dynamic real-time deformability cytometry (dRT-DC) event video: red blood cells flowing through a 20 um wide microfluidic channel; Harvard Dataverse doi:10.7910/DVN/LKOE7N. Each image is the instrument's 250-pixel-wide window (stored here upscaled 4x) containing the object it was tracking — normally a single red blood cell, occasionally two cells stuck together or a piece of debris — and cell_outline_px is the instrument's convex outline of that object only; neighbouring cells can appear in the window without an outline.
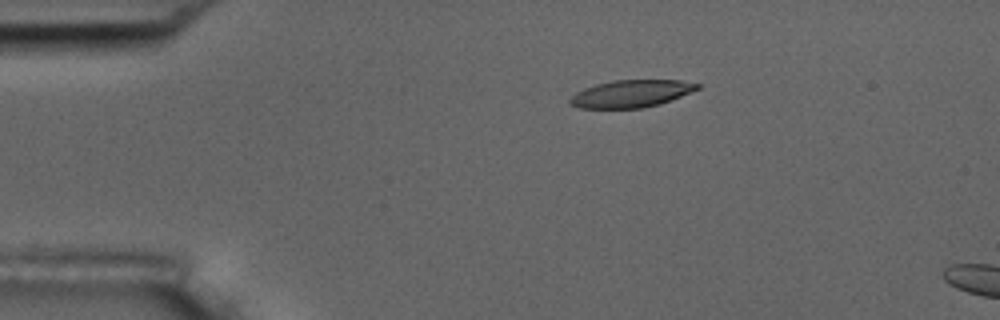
{"species": "common noctule bat (a hibernating species)", "species_latin": "Nyctalus noctula", "temperature_condition": "room temperature", "stored_images_in_passage": 9, "camera_frame_rate_fps": 3000, "um_per_image_px": 0.085, "animal": {"sex": "male", "body_mass_g": 17.5, "forearm_length_mm": 52.3}, "frame": {"image": 1, "passage_image": 3, "time_ms": 2.333, "image_size_px": [1000, 320], "cell_outline_px": [[700, 88], [672, 100], [660, 104], [644, 108], [580, 108], [572, 104], [568, 100], [576, 92], [584, 88], [596, 84], [612, 80], [680, 80], [700, 84]], "centroid_in_image_um": [53.66, 7.96], "position_along_channel_um": 31.3, "area_um2": 20.29}}
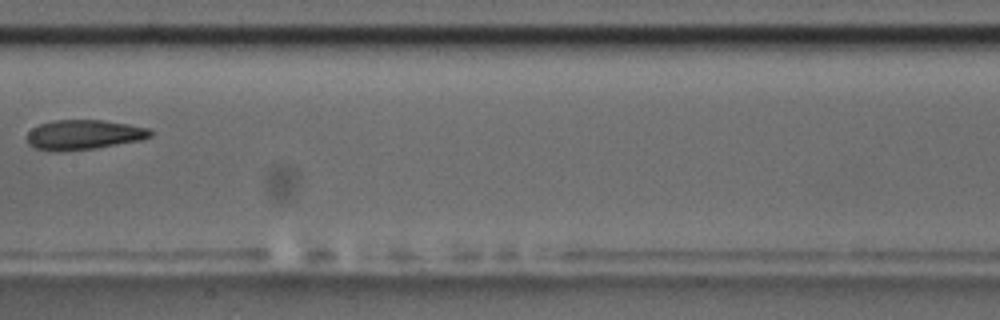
{"frame": {"image": 2, "passage_image": 8, "time_ms": 8.333, "image_size_px": [1000, 320], "cell_outline_px": [[152, 136], [140, 140], [96, 148], [64, 152], [60, 152], [36, 148], [28, 144], [28, 132], [32, 128], [40, 124], [52, 120], [100, 120], [128, 124], [148, 128], [152, 132]], "centroid_in_image_um": [7.1, 11.45], "position_along_channel_um": 200.3, "area_um2": 21.39}}
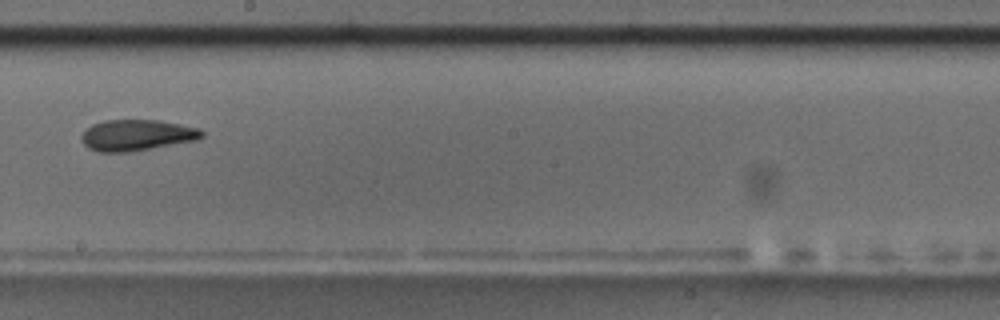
{"frame": {"image": 3, "passage_image": 9, "time_ms": 9.333, "image_size_px": [1000, 320], "cell_outline_px": [[204, 136], [200, 140], [128, 152], [96, 152], [88, 148], [80, 140], [80, 136], [92, 124], [104, 120], [156, 120], [180, 124], [200, 128], [204, 132]], "centroid_in_image_um": [11.64, 11.49], "position_along_channel_um": 236.6, "area_um2": 22.02}}